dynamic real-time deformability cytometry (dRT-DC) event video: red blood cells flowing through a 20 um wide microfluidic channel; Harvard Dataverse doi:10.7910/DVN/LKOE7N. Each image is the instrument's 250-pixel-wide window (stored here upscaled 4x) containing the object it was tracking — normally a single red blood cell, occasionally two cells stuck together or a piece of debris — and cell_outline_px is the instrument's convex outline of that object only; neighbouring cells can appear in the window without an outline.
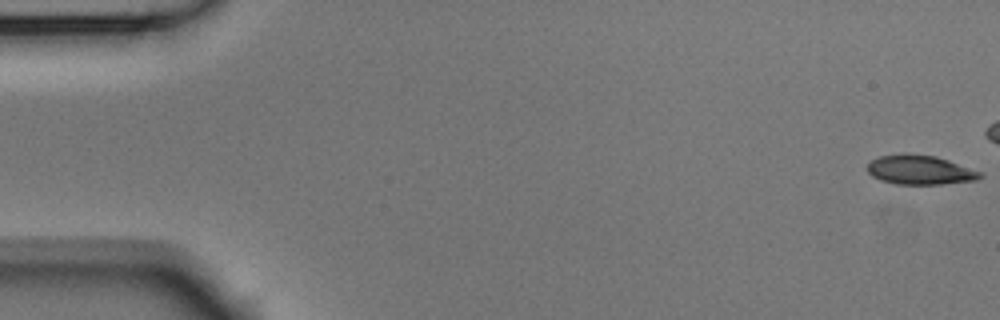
{"species": "Egyptian fruit bat (a non-hibernating species)", "species_latin": "Rousettus aegyptiacus", "temperature_condition": "room temperature", "stored_images_in_passage": 44, "camera_frame_rate_fps": 3000, "um_per_image_px": 0.085, "animal": {"sex": "male"}, "frame": {"image": 1, "passage_image": 1, "time_ms": 0.0, "image_size_px": [1000, 320], "cell_outline_px": [[984, 176], [976, 180], [940, 184], [896, 184], [880, 180], [872, 176], [868, 172], [868, 164], [872, 160], [880, 156], [904, 152], [936, 156], [984, 172]], "centroid_in_image_um": [78.22, 14.43], "position_along_channel_um": 6.8, "area_um2": 19.48}}
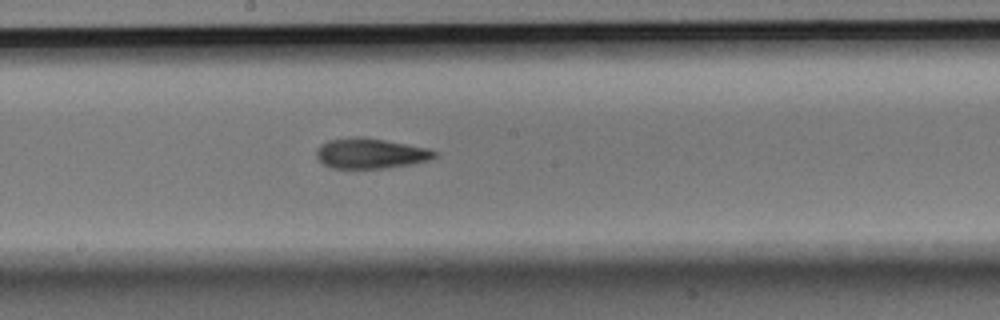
{"frame": {"image": 2, "passage_image": 29, "time_ms": 9.333, "image_size_px": [1000, 320], "cell_outline_px": [[440, 152], [436, 156], [428, 160], [412, 164], [384, 168], [332, 168], [324, 164], [316, 156], [316, 148], [320, 144], [328, 140], [352, 136], [360, 136], [384, 140], [428, 148]], "centroid_in_image_um": [31.48, 13.03], "position_along_channel_um": 216.7, "area_um2": 20.92}}
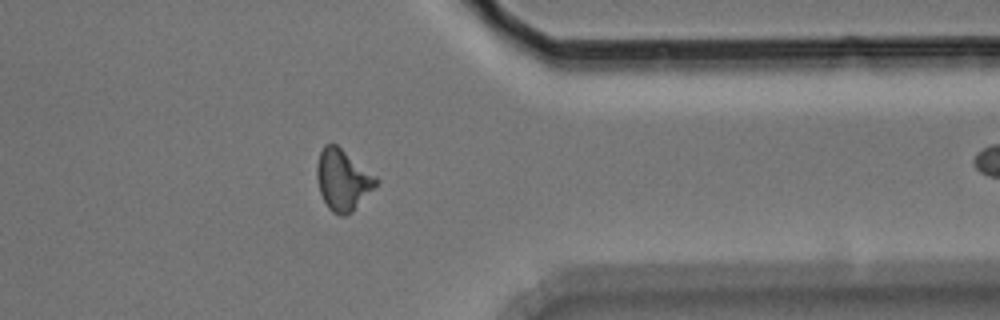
{"frame": {"image": 3, "passage_image": 43, "time_ms": 14.0, "image_size_px": [1000, 320], "cell_outline_px": [[380, 180], [352, 212], [344, 216], [340, 216], [332, 212], [328, 208], [320, 192], [316, 180], [316, 164], [320, 152], [324, 144], [336, 144], [376, 176]], "centroid_in_image_um": [29.11, 15.29], "position_along_channel_um": 382.3, "area_um2": 20.92}}